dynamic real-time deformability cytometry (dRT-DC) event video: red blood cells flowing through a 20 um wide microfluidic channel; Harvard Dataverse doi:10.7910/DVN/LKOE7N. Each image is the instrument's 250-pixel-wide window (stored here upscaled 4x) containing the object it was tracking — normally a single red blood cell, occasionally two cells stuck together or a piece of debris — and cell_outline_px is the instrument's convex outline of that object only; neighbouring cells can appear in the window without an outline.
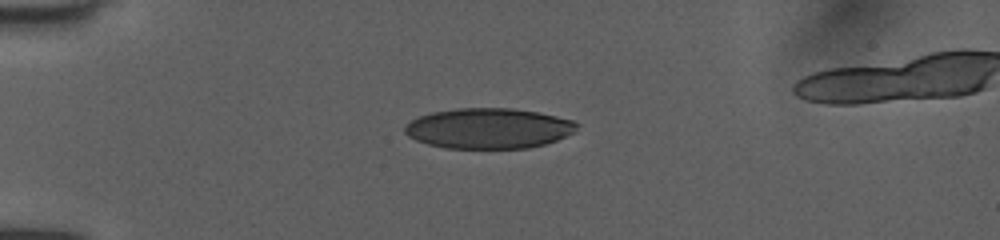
{"species": "human", "species_latin": "Homo sapiens", "temperature_condition": "room temperature", "stored_images_in_passage": 3, "camera_frame_rate_fps": 3000, "um_per_image_px": 0.085, "donor": {"sex": "female"}, "frame": {"image": 1, "passage_image": 1, "time_ms": 0.0, "image_size_px": [1000, 240], "cell_outline_px": [[580, 124], [576, 132], [556, 140], [544, 144], [528, 148], [448, 148], [428, 144], [416, 140], [408, 136], [404, 132], [404, 128], [412, 120], [420, 116], [432, 112], [456, 108], [512, 108], [540, 112], [572, 120]], "centroid_in_image_um": [41.57, 10.9], "position_along_channel_um": 43.4, "area_um2": 40.58}}